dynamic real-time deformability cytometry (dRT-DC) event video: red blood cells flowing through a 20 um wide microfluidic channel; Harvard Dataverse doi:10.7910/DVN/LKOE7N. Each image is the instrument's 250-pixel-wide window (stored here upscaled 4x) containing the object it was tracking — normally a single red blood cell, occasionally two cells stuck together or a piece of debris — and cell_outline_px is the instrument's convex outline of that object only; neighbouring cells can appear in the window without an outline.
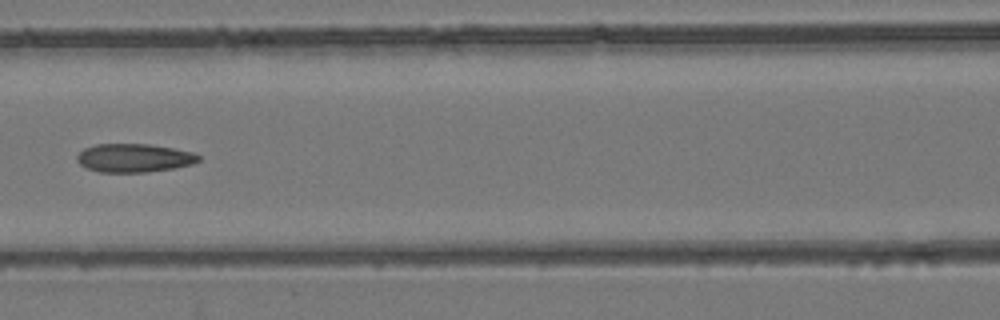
{"species": "common noctule bat (a hibernating species)", "species_latin": "Nyctalus noctula", "temperature_condition": "room temperature", "stored_images_in_passage": 7, "camera_frame_rate_fps": 3000, "um_per_image_px": 0.085, "animal": {"sex": "female", "body_mass_g": 24.6, "forearm_length_mm": 56.2}, "frame": {"image": 1, "passage_image": 7, "time_ms": 2.0, "image_size_px": [1000, 320], "cell_outline_px": [[200, 160], [192, 164], [176, 168], [144, 172], [100, 172], [88, 168], [80, 164], [76, 160], [76, 156], [84, 148], [96, 144], [148, 144], [172, 148], [192, 152], [200, 156]], "centroid_in_image_um": [11.39, 13.42], "position_along_channel_um": 155.2, "area_um2": 20.11}}